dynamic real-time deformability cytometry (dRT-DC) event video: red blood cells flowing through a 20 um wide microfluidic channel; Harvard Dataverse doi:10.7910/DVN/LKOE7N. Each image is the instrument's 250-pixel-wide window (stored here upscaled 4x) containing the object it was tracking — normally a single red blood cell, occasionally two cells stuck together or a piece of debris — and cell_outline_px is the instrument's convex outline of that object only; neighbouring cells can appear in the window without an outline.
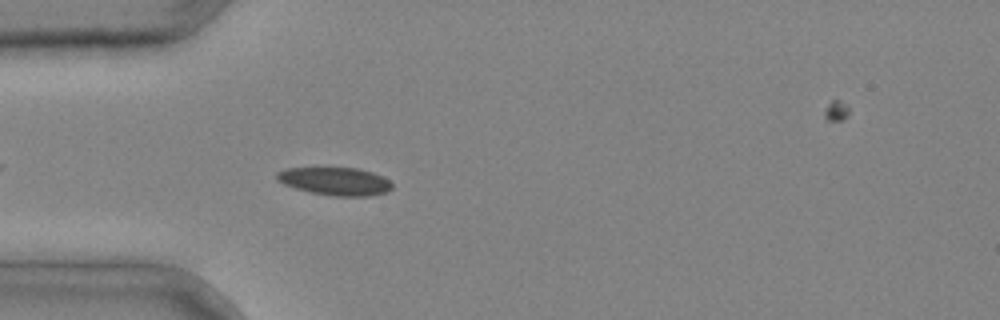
{"species": "common noctule bat (a hibernating species)", "species_latin": "Nyctalus noctula", "temperature_condition": "cold", "stored_images_in_passage": 4, "camera_frame_rate_fps": 3000, "um_per_image_px": 0.085, "animal": {"sex": "male", "body_mass_g": 20.4}, "frame": {"image": 1, "passage_image": 4, "time_ms": 1.0, "image_size_px": [1000, 320], "cell_outline_px": [[392, 188], [388, 192], [368, 196], [336, 196], [312, 192], [296, 188], [284, 184], [276, 180], [276, 172], [288, 168], [356, 168], [372, 172], [384, 176], [392, 184]], "centroid_in_image_um": [28.51, 15.4], "position_along_channel_um": 56.5, "area_um2": 18.67}}